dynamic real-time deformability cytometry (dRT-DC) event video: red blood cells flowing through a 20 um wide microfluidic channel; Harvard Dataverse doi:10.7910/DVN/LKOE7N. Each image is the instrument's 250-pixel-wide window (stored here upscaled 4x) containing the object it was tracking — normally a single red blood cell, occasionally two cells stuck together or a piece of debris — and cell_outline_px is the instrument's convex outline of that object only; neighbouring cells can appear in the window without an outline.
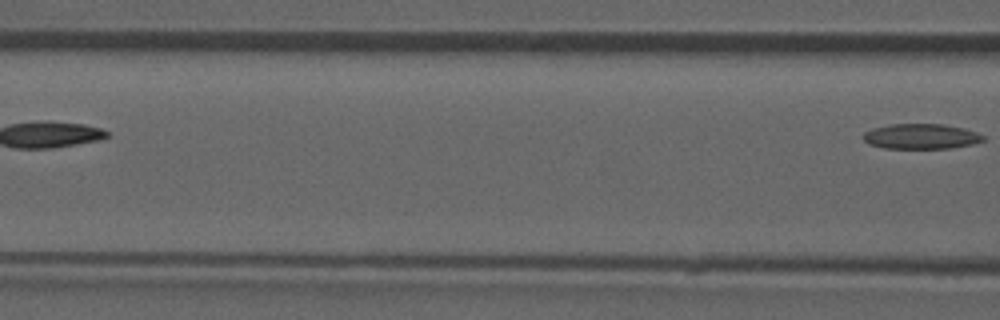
{"species": "common noctule bat (a hibernating species)", "species_latin": "Nyctalus noctula", "temperature_condition": "room temperature", "stored_images_in_passage": 4, "camera_frame_rate_fps": 3000, "um_per_image_px": 0.085, "animal": {"sex": "male", "forearm_length_mm": 52.5}, "frame": {"image": 1, "passage_image": 4, "time_ms": 4.333, "image_size_px": [1000, 320], "cell_outline_px": [[984, 140], [972, 144], [948, 148], [884, 148], [868, 144], [860, 136], [864, 132], [872, 128], [888, 124], [944, 124], [964, 128], [976, 132], [984, 136]], "centroid_in_image_um": [78.23, 11.58], "position_along_channel_um": 88.4, "area_um2": 17.69}}